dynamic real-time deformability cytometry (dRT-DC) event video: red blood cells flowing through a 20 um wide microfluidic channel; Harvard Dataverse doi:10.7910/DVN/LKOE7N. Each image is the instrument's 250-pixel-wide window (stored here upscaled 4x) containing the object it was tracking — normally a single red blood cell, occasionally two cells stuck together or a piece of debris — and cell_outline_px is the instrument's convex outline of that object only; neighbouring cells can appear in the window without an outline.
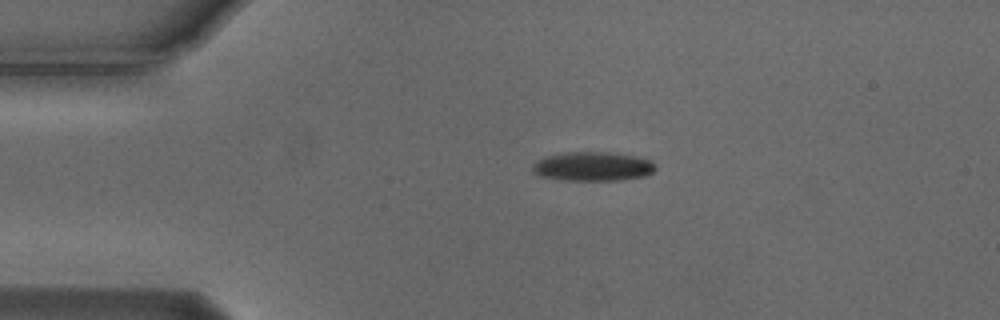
{"species": "Egyptian fruit bat (a non-hibernating species)", "species_latin": "Rousettus aegyptiacus", "temperature_condition": "cold", "stored_images_in_passage": 44, "camera_frame_rate_fps": 3000, "um_per_image_px": 0.085, "animal": {"sex": "male"}, "frame": {"image": 1, "passage_image": 1, "time_ms": 0.0, "image_size_px": [1000, 320], "cell_outline_px": [[656, 168], [652, 172], [644, 176], [620, 180], [560, 180], [540, 176], [532, 172], [532, 164], [536, 160], [548, 156], [564, 152], [612, 152], [636, 156], [652, 160], [656, 164]], "centroid_in_image_um": [50.38, 14.14], "position_along_channel_um": 34.6, "area_um2": 21.1}}
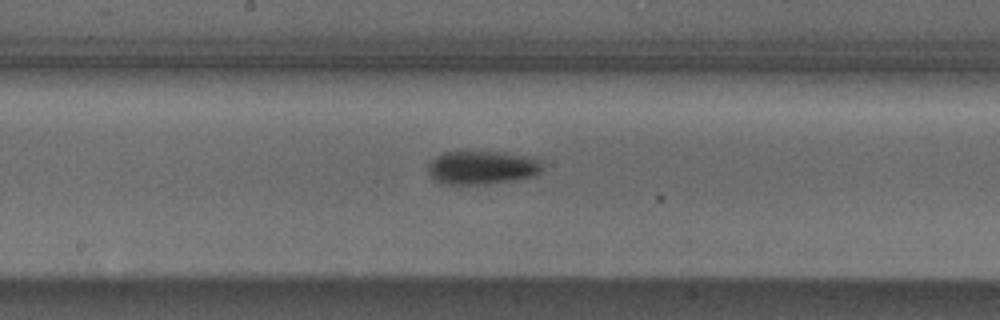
{"frame": {"image": 2, "passage_image": 18, "time_ms": 5.667, "image_size_px": [1000, 320], "cell_outline_px": [[544, 168], [536, 176], [516, 180], [488, 184], [444, 184], [436, 180], [428, 172], [428, 164], [436, 156], [444, 152], [464, 148], [504, 152], [532, 156], [540, 160]], "centroid_in_image_um": [41.0, 14.19], "position_along_channel_um": 207.2, "area_um2": 23.47}}
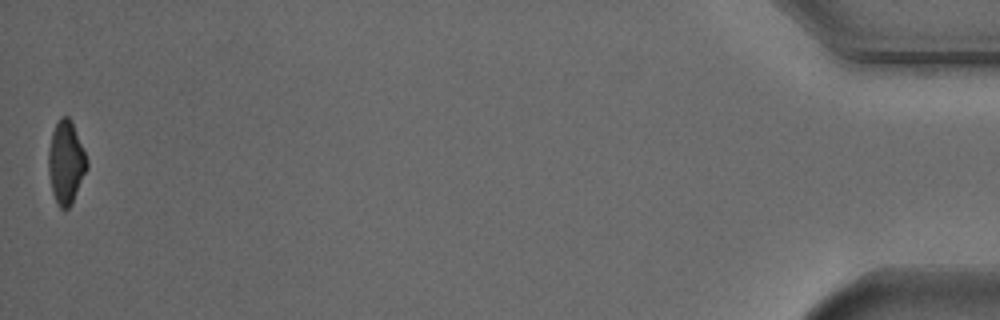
{"frame": {"image": 3, "passage_image": 44, "time_ms": 14.333, "image_size_px": [1000, 320], "cell_outline_px": [[88, 168], [72, 204], [64, 212], [56, 204], [52, 192], [48, 172], [48, 152], [52, 132], [60, 116], [68, 116], [72, 120], [88, 160]], "centroid_in_image_um": [5.61, 13.83], "position_along_channel_um": 429.6, "area_um2": 18.96}, "authors_computed_cell_mechanics": {"area_um2": 21.8484, "velocity_mm_per_s": 3.7329, "shape_relaxation_time_tau1_ms": 3.1817, "shape_relaxation_time_tau2_ms": null, "deformation_change_tau1": 0.1295, "deformation_change_tau2": null}}